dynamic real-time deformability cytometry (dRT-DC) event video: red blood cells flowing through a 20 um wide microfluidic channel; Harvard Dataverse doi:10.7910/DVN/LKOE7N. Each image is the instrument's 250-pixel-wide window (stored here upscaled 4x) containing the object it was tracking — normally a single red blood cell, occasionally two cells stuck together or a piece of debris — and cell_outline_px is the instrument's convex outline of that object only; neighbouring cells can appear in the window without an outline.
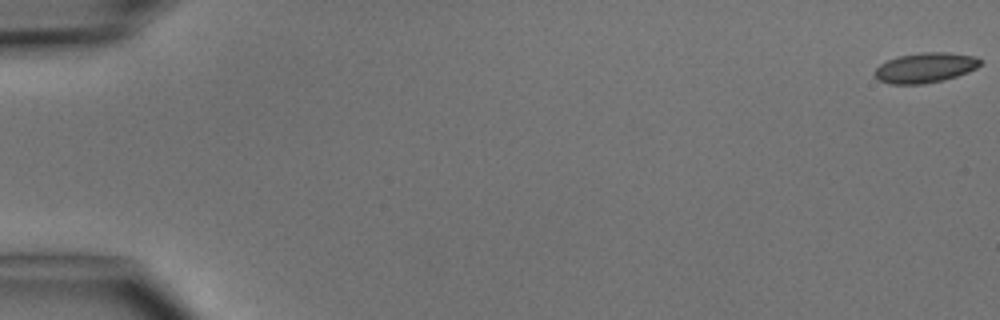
{"species": "common noctule bat (a hibernating species)", "species_latin": "Nyctalus noctula", "temperature_condition": "cold", "stored_images_in_passage": 5, "camera_frame_rate_fps": 3000, "um_per_image_px": 0.085, "animal": {"sex": "male", "body_mass_g": 15.6}, "frame": {"image": 1, "passage_image": 1, "time_ms": 0.0, "image_size_px": [1000, 320], "cell_outline_px": [[984, 60], [976, 68], [968, 72], [944, 80], [924, 84], [888, 84], [880, 80], [876, 76], [876, 68], [880, 64], [888, 60], [900, 56], [920, 52], [948, 52], [976, 56]], "centroid_in_image_um": [78.69, 5.75], "position_along_channel_um": 6.3, "area_um2": 18.5}}
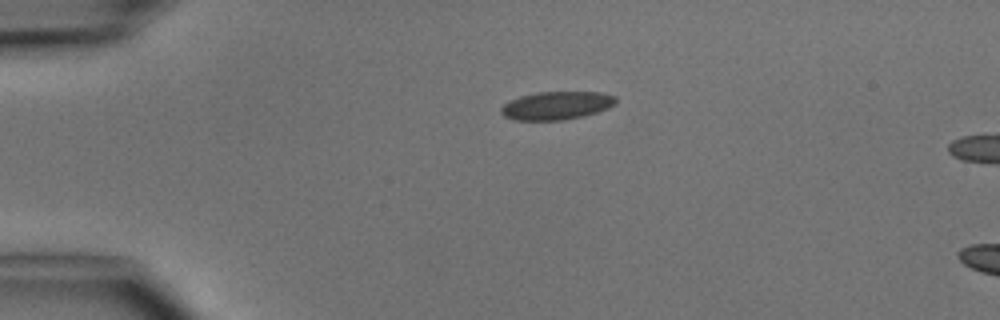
{"frame": {"image": 2, "passage_image": 4, "time_ms": 3.667, "image_size_px": [1000, 320], "cell_outline_px": [[616, 104], [608, 108], [584, 116], [564, 120], [512, 120], [504, 116], [500, 112], [500, 108], [504, 104], [520, 96], [536, 92], [600, 92], [616, 96]], "centroid_in_image_um": [47.31, 8.97], "position_along_channel_um": 37.7, "area_um2": 18.9}}